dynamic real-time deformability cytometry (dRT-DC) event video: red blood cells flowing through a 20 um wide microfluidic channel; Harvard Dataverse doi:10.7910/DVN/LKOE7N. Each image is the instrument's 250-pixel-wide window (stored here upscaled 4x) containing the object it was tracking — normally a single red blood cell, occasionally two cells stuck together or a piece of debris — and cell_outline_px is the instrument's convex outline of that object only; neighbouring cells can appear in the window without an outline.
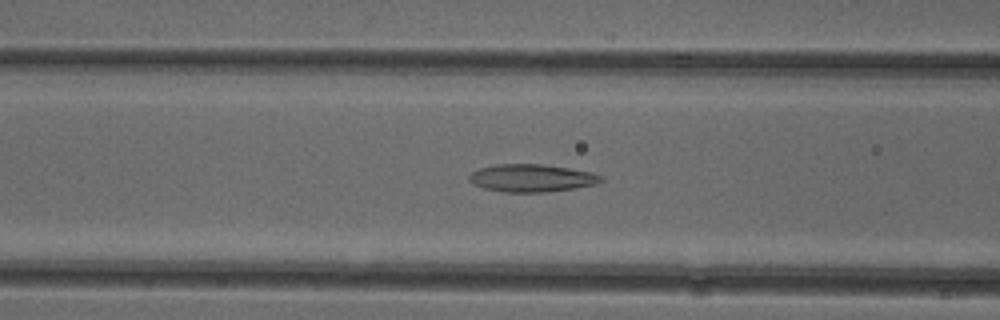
{"species": "common noctule bat (a hibernating species)", "species_latin": "Nyctalus noctula", "temperature_condition": "cold", "stored_images_in_passage": 42, "camera_frame_rate_fps": 3000, "um_per_image_px": 0.085, "animal": {"sex": "female"}, "frame": {"image": 1, "passage_image": 21, "time_ms": 6.667, "image_size_px": [1000, 320], "cell_outline_px": [[604, 180], [596, 184], [572, 188], [544, 192], [504, 192], [484, 188], [472, 184], [468, 180], [468, 176], [472, 172], [480, 168], [496, 164], [544, 164], [592, 172], [604, 176]], "centroid_in_image_um": [45.18, 15.13], "position_along_channel_um": 121.4, "area_um2": 21.27}}
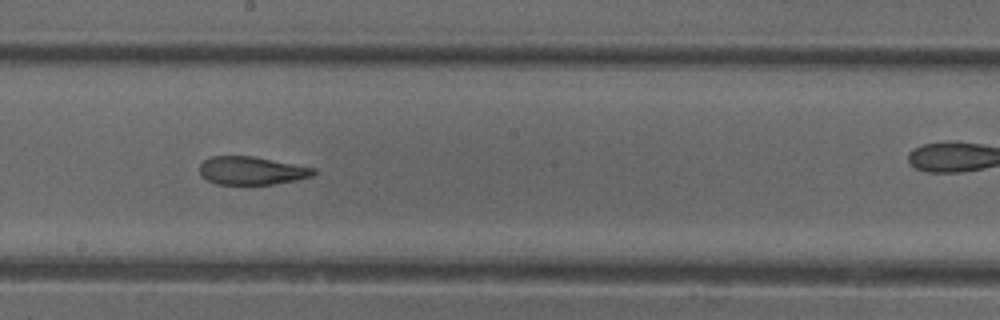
{"frame": {"image": 2, "passage_image": 29, "time_ms": 9.333, "image_size_px": [1000, 320], "cell_outline_px": [[316, 172], [312, 176], [296, 180], [272, 184], [216, 184], [200, 176], [200, 164], [204, 160], [212, 156], [252, 156], [316, 168]], "centroid_in_image_um": [21.38, 14.5], "position_along_channel_um": 226.8, "area_um2": 18.61}}
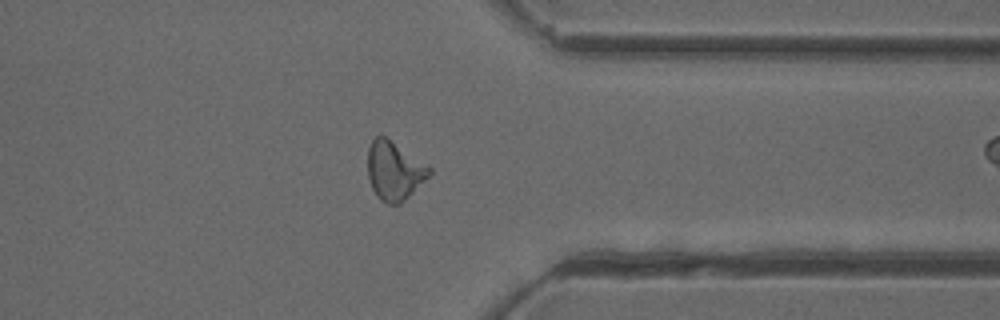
{"frame": {"image": 3, "passage_image": 41, "time_ms": 13.333, "image_size_px": [1000, 320], "cell_outline_px": [[432, 172], [400, 204], [384, 204], [376, 196], [368, 180], [368, 148], [372, 140], [376, 136], [384, 136], [428, 164], [432, 168]], "centroid_in_image_um": [33.5, 14.52], "position_along_channel_um": 377.9, "area_um2": 20.98}}